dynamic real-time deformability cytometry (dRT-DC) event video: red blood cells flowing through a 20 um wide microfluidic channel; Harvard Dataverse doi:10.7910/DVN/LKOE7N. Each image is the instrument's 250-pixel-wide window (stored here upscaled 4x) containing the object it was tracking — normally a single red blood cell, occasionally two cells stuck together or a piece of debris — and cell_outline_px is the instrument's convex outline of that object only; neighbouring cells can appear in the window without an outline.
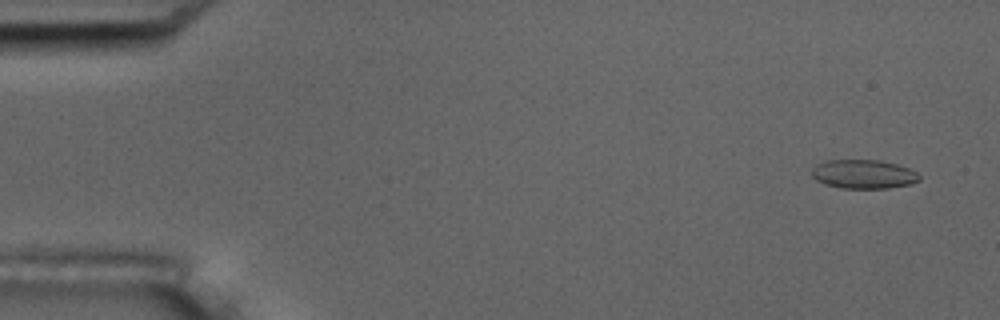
{"species": "common noctule bat (a hibernating species)", "species_latin": "Nyctalus noctula", "temperature_condition": "room temperature", "stored_images_in_passage": 54, "camera_frame_rate_fps": 3000, "um_per_image_px": 0.085, "animal": {"sex": "male", "body_mass_g": 17.5, "forearm_length_mm": 52.3}, "frame": {"image": 1, "passage_image": 3, "time_ms": 0.667, "image_size_px": [1000, 320], "cell_outline_px": [[920, 180], [912, 184], [888, 188], [840, 188], [824, 184], [816, 180], [812, 176], [812, 168], [816, 164], [824, 160], [880, 160], [896, 164], [908, 168], [916, 172], [920, 176]], "centroid_in_image_um": [73.38, 14.8], "position_along_channel_um": 11.6, "area_um2": 18.26}}
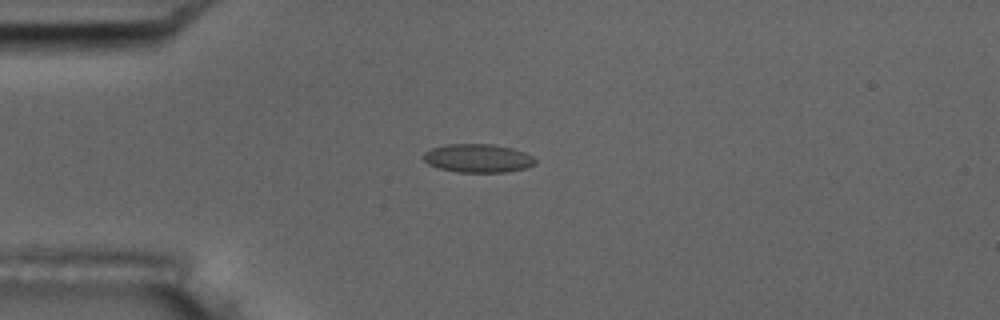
{"frame": {"image": 2, "passage_image": 14, "time_ms": 4.333, "image_size_px": [1000, 320], "cell_outline_px": [[536, 164], [524, 168], [508, 172], [456, 172], [440, 168], [428, 164], [420, 156], [424, 152], [432, 148], [444, 144], [492, 144], [512, 148], [524, 152], [532, 156], [536, 160]], "centroid_in_image_um": [40.59, 13.44], "position_along_channel_um": 44.4, "area_um2": 18.67}}
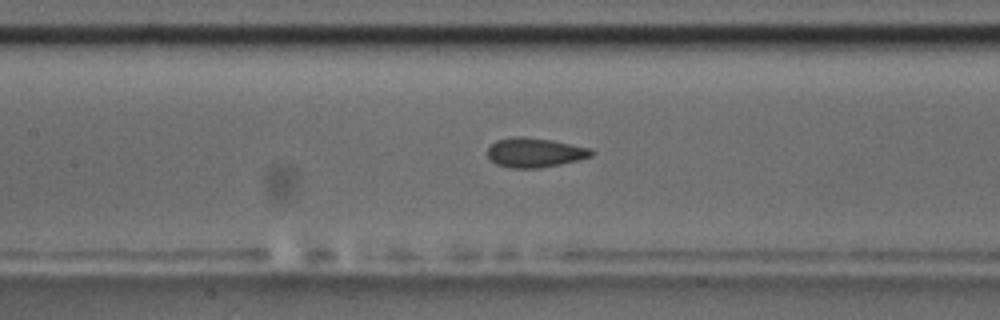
{"frame": {"image": 3, "passage_image": 25, "time_ms": 8.0, "image_size_px": [1000, 320], "cell_outline_px": [[596, 152], [592, 156], [560, 164], [540, 168], [508, 168], [496, 164], [488, 156], [488, 148], [496, 140], [512, 136], [524, 136], [552, 140], [592, 148]], "centroid_in_image_um": [45.47, 12.96], "position_along_channel_um": 161.9, "area_um2": 17.98}, "authors_computed_cell_mechanics": {"area_um2": 17.9758, "velocity_mm_per_s": 3.7253, "shape_relaxation_time_tau1_ms": 4.6535, "shape_relaxation_time_tau2_ms": 1.3985, "deformation_change_tau1": 0.1428, "deformation_change_tau2": 0.0904}}